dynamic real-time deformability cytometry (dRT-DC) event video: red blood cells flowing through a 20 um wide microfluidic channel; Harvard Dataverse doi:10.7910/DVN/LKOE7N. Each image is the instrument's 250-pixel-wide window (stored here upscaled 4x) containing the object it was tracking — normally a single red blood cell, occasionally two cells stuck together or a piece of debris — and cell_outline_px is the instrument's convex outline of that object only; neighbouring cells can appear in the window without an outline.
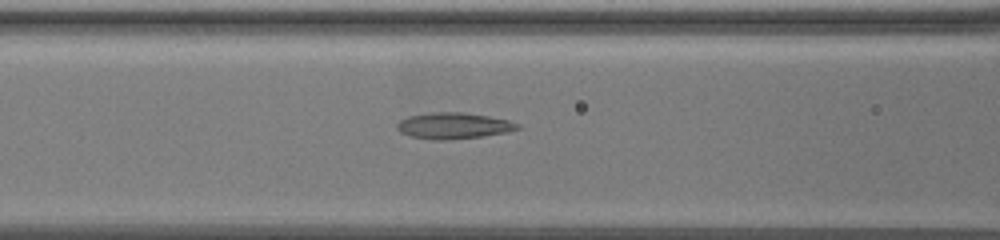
{"species": "common noctule bat (a hibernating species)", "species_latin": "Nyctalus noctula", "temperature_condition": "warm", "stored_images_in_passage": 34, "camera_frame_rate_fps": 3000, "um_per_image_px": 0.085, "animal": {"sex": "female", "body_mass_g": 19.5, "forearm_length_mm": 54.1}, "frame": {"image": 1, "passage_image": 4, "time_ms": 1.0, "image_size_px": [1000, 240], "cell_outline_px": [[520, 128], [508, 132], [484, 136], [448, 140], [432, 140], [412, 136], [400, 132], [396, 128], [396, 124], [400, 120], [408, 116], [432, 112], [464, 112], [488, 116], [508, 120], [520, 124]], "centroid_in_image_um": [38.55, 10.69], "position_along_channel_um": 128.0, "area_um2": 18.5}}
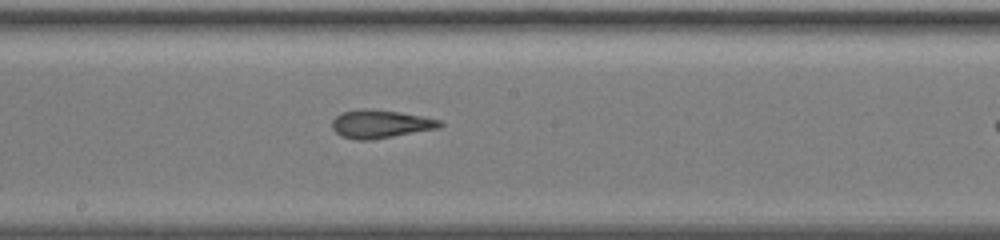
{"frame": {"image": 2, "passage_image": 13, "time_ms": 4.0, "image_size_px": [1000, 240], "cell_outline_px": [[444, 124], [440, 128], [368, 140], [356, 140], [340, 136], [332, 128], [332, 120], [340, 112], [360, 108], [364, 108], [400, 112], [440, 120]], "centroid_in_image_um": [32.3, 10.53], "position_along_channel_um": 215.9, "area_um2": 17.69}}
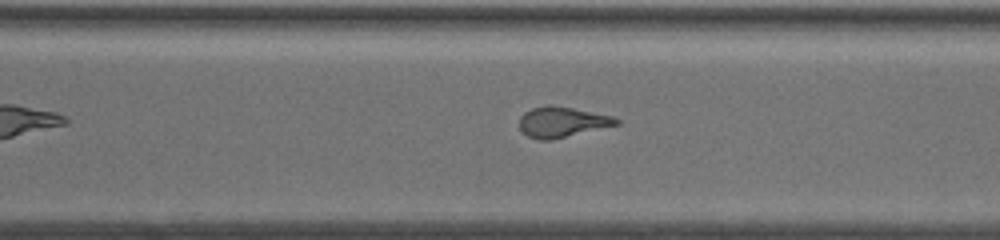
{"frame": {"image": 3, "passage_image": 24, "time_ms": 7.667, "image_size_px": [1000, 240], "cell_outline_px": [[620, 124], [552, 140], [540, 140], [528, 136], [520, 128], [520, 116], [524, 112], [532, 108], [548, 104], [572, 108], [612, 116], [620, 120]], "centroid_in_image_um": [47.77, 10.37], "position_along_channel_um": 322.8, "area_um2": 17.11}}